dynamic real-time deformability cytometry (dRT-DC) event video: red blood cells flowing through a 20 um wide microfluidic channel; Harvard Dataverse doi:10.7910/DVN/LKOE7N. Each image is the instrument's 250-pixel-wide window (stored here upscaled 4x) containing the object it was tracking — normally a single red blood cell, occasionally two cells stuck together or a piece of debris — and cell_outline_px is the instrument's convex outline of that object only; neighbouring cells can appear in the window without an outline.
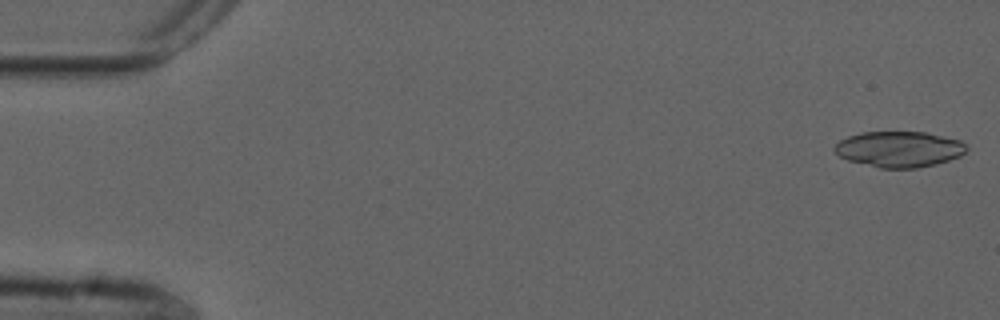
{"species": "common noctule bat (a hibernating species)", "species_latin": "Nyctalus noctula", "temperature_condition": "cold", "stored_images_in_passage": 53, "segment_of_instrument_passage": [1, 2], "camera_frame_rate_fps": 3000, "um_per_image_px": 0.085, "animal": {"sex": "male", "forearm_length_mm": 52.5}, "frame": {"image": 1, "passage_image": 1, "time_ms": 0.0, "image_size_px": [1000, 320], "cell_outline_px": [[968, 148], [960, 156], [936, 164], [916, 168], [880, 168], [848, 160], [840, 156], [832, 148], [840, 140], [848, 136], [860, 132], [924, 132], [960, 140]], "centroid_in_image_um": [76.41, 12.68], "position_along_channel_um": 8.6, "area_um2": 27.4}}